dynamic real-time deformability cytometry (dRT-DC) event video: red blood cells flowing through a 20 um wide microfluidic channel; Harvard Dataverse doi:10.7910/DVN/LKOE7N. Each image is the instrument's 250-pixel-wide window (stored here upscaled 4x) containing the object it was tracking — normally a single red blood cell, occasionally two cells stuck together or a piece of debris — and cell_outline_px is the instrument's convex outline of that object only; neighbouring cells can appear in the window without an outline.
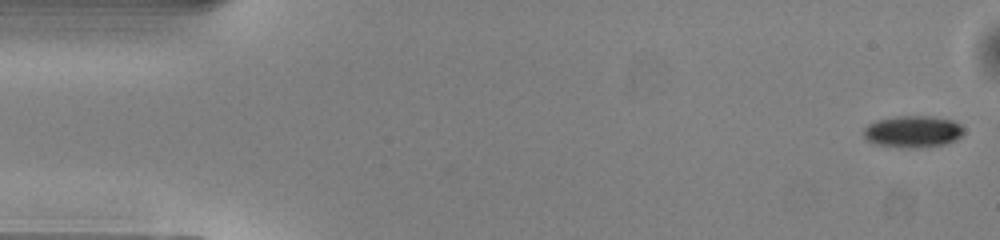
{"species": "common noctule bat (a hibernating species)", "species_latin": "Nyctalus noctula", "temperature_condition": "warm", "stored_images_in_passage": 49, "camera_frame_rate_fps": 3000, "um_per_image_px": 0.085, "animal": {"sex": "male", "body_mass_g": 13.0, "forearm_length_mm": 53.1}, "frame": {"image": 1, "passage_image": 1, "time_ms": 0.0, "image_size_px": [1000, 240], "cell_outline_px": [[964, 132], [956, 140], [944, 144], [916, 148], [908, 148], [876, 144], [868, 140], [864, 136], [864, 128], [868, 124], [880, 120], [896, 116], [932, 116], [952, 120], [960, 124], [964, 128]], "centroid_in_image_um": [77.62, 11.18], "position_along_channel_um": 7.4, "area_um2": 18.44}}
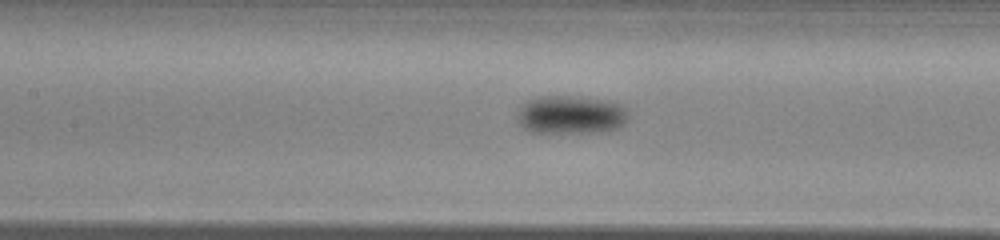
{"frame": {"image": 2, "passage_image": 22, "time_ms": 7.0, "image_size_px": [1000, 240], "cell_outline_px": [[628, 116], [616, 128], [604, 132], [528, 132], [520, 124], [516, 116], [516, 112], [520, 104], [528, 100], [540, 96], [568, 96], [608, 100], [620, 104], [624, 108]], "centroid_in_image_um": [48.44, 9.75], "position_along_channel_um": 159.0, "area_um2": 24.8}}
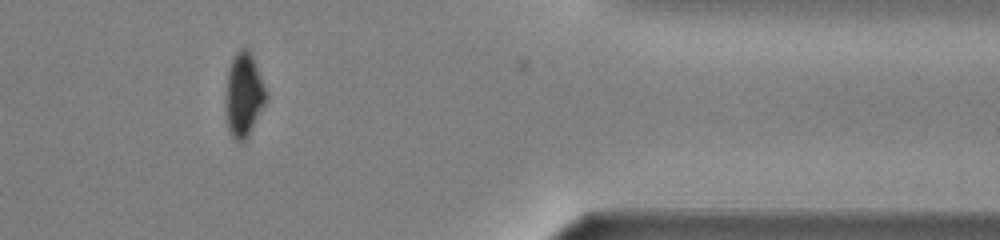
{"frame": {"image": 3, "passage_image": 41, "time_ms": 13.333, "image_size_px": [1000, 240], "cell_outline_px": [[268, 100], [248, 136], [244, 140], [236, 140], [228, 132], [224, 104], [224, 100], [228, 72], [232, 60], [236, 52], [240, 48], [248, 48], [252, 56], [268, 96]], "centroid_in_image_um": [20.7, 8.09], "position_along_channel_um": 390.7, "area_um2": 19.88}, "authors_computed_cell_mechanics": {"area_um2": 20.5768, "velocity_mm_per_s": 4.1113, "shape_relaxation_time_tau1_ms": 2.1754, "shape_relaxation_time_tau2_ms": null, "deformation_change_tau1": 0.0893, "deformation_change_tau2": null}}